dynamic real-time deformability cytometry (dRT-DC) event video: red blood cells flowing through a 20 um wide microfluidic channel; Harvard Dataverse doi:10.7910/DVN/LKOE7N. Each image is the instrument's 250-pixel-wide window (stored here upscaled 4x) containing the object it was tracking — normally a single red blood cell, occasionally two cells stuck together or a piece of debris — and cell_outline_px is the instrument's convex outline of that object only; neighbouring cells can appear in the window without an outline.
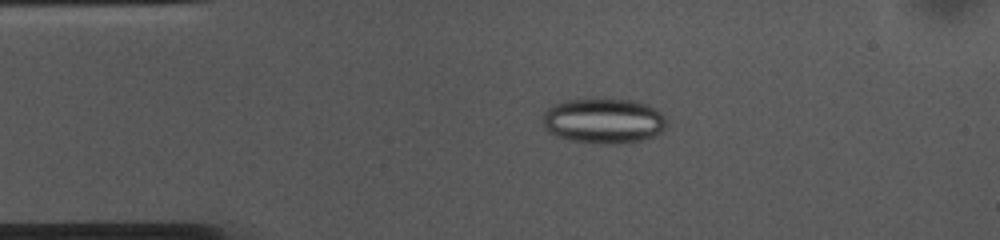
{"species": "common noctule bat (a hibernating species)", "species_latin": "Nyctalus noctula", "temperature_condition": "cold", "stored_images_in_passage": 53, "camera_frame_rate_fps": 3000, "um_per_image_px": 0.085, "animal": {"sex": "female", "body_mass_g": 10.0, "forearm_length_mm": 53.1}, "frame": {"image": 1, "passage_image": 10, "time_ms": 3.0, "image_size_px": [1000, 240], "cell_outline_px": [[664, 128], [656, 136], [640, 140], [620, 144], [596, 144], [572, 140], [556, 136], [548, 132], [544, 128], [544, 112], [552, 104], [564, 100], [596, 96], [636, 100], [648, 104], [660, 112], [664, 116]], "centroid_in_image_um": [51.28, 10.23], "position_along_channel_um": 33.7, "area_um2": 33.58}}
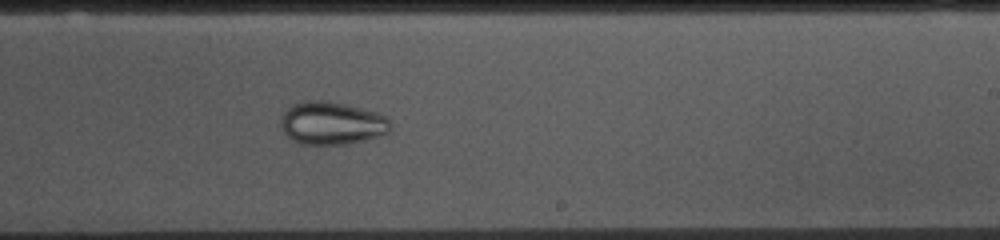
{"frame": {"image": 2, "passage_image": 31, "time_ms": 10.0, "image_size_px": [1000, 240], "cell_outline_px": [[392, 128], [388, 132], [364, 140], [348, 144], [300, 144], [292, 140], [284, 132], [280, 124], [280, 120], [284, 112], [288, 108], [304, 100], [324, 100], [344, 104], [376, 112], [384, 116], [388, 120]], "centroid_in_image_um": [28.18, 10.47], "position_along_channel_um": 260.8, "area_um2": 27.17}}
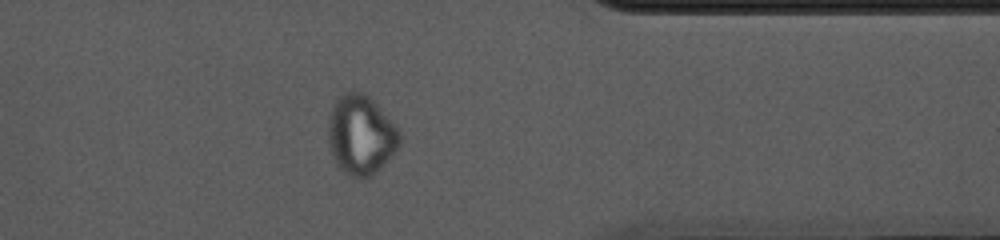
{"frame": {"image": 3, "passage_image": 42, "time_ms": 13.667, "image_size_px": [1000, 240], "cell_outline_px": [[400, 144], [396, 152], [372, 176], [360, 180], [344, 172], [336, 164], [332, 156], [328, 144], [328, 120], [336, 96], [352, 88], [368, 96], [400, 128]], "centroid_in_image_um": [30.67, 11.46], "position_along_channel_um": 380.7, "area_um2": 33.76}}